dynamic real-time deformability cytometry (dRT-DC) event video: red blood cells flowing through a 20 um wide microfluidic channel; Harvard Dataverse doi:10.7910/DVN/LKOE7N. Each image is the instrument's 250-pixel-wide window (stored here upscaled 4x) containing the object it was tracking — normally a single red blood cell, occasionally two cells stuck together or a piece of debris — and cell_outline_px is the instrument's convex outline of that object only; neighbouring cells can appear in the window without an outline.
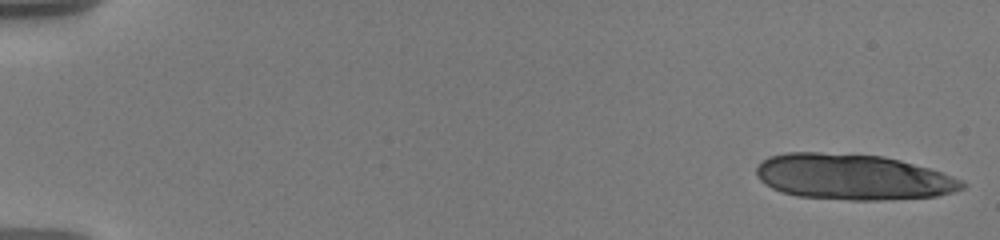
{"species": "human", "species_latin": "Homo sapiens", "temperature_condition": "warm", "stored_images_in_passage": 26, "camera_frame_rate_fps": 3000, "um_per_image_px": 0.085, "donor": {"sex": "male"}, "frame": {"image": 1, "passage_image": 1, "time_ms": 0.0, "image_size_px": [1000, 240], "cell_outline_px": [[964, 188], [952, 192], [936, 196], [880, 200], [852, 200], [796, 196], [780, 192], [764, 184], [756, 176], [756, 168], [768, 156], [784, 152], [820, 152], [884, 156], [900, 160], [928, 168], [940, 172], [960, 180], [964, 184]], "centroid_in_image_um": [72.42, 15.04], "position_along_channel_um": 12.6, "area_um2": 54.68}}